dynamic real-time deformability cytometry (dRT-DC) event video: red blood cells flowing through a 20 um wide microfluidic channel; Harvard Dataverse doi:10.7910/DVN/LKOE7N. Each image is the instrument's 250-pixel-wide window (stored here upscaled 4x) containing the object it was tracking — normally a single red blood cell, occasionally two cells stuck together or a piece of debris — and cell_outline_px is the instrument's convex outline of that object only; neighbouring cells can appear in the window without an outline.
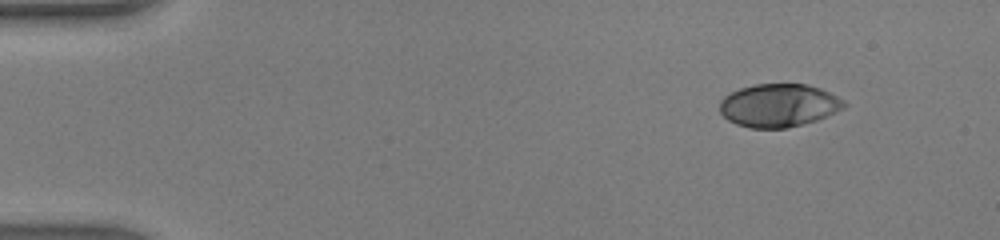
{"species": "human", "species_latin": "Homo sapiens", "temperature_condition": "warm", "stored_images_in_passage": 43, "camera_frame_rate_fps": 3000, "um_per_image_px": 0.085, "donor": {"sex": "male"}, "frame": {"image": 1, "passage_image": 1, "time_ms": 0.0, "image_size_px": [1000, 240], "cell_outline_px": [[848, 104], [844, 108], [816, 120], [784, 128], [748, 128], [736, 124], [728, 120], [720, 112], [720, 100], [724, 96], [740, 88], [756, 84], [808, 84], [820, 88], [844, 100]], "centroid_in_image_um": [66.18, 8.95], "position_along_channel_um": 18.8, "area_um2": 31.1}}
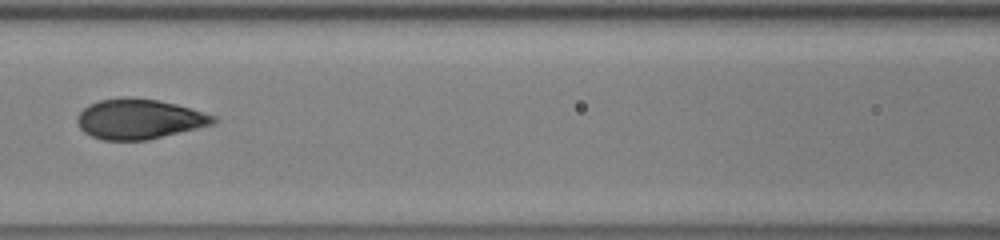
{"frame": {"image": 2, "passage_image": 18, "time_ms": 5.667, "image_size_px": [1000, 240], "cell_outline_px": [[216, 124], [148, 140], [104, 140], [92, 136], [84, 132], [80, 128], [76, 120], [76, 116], [88, 104], [100, 100], [124, 96], [156, 100], [176, 104], [216, 116]], "centroid_in_image_um": [11.82, 10.12], "position_along_channel_um": 154.8, "area_um2": 31.85}}
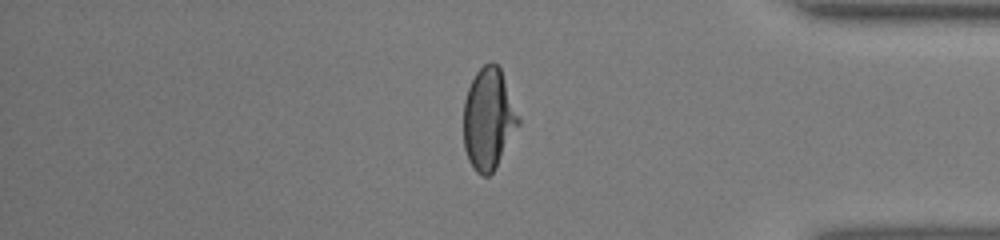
{"frame": {"image": 3, "passage_image": 36, "time_ms": 11.667, "image_size_px": [1000, 240], "cell_outline_px": [[520, 124], [492, 172], [488, 176], [480, 176], [476, 172], [468, 160], [464, 148], [464, 100], [468, 88], [476, 72], [484, 64], [492, 60], [500, 68], [520, 120]], "centroid_in_image_um": [41.51, 10.1], "position_along_channel_um": 393.7, "area_um2": 32.08}, "authors_computed_cell_mechanics": {"area_um2": 32.079, "velocity_mm_per_s": 4.37, "shape_relaxation_time_tau1_ms": 4.3705, "shape_relaxation_time_tau2_ms": null, "deformation_change_tau1": 0.2259, "deformation_change_tau2": null}}